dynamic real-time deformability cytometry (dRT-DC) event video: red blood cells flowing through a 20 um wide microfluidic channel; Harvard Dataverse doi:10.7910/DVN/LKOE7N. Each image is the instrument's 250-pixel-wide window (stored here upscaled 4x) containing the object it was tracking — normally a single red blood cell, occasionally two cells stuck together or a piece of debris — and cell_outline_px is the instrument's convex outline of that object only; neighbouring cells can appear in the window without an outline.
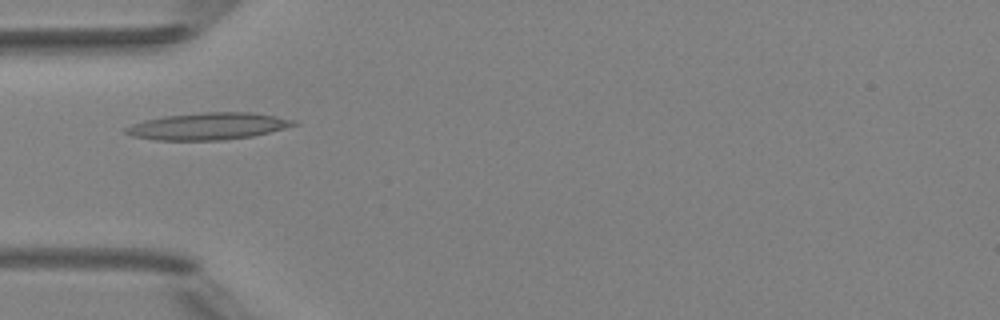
{"species": "Egyptian fruit bat (a non-hibernating species)", "species_latin": "Rousettus aegyptiacus", "temperature_condition": "room temperature", "stored_images_in_passage": 2, "camera_frame_rate_fps": 3000, "um_per_image_px": 0.085, "animal": {"sex": "female"}, "frame": {"image": 1, "passage_image": 1, "time_ms": 0.0, "image_size_px": [1000, 320], "cell_outline_px": [[300, 124], [252, 136], [224, 140], [156, 140], [132, 136], [124, 132], [124, 128], [132, 124], [164, 116], [204, 112], [252, 112], [276, 116], [296, 120]], "centroid_in_image_um": [17.71, 10.73], "position_along_channel_um": 67.3, "area_um2": 26.3}}
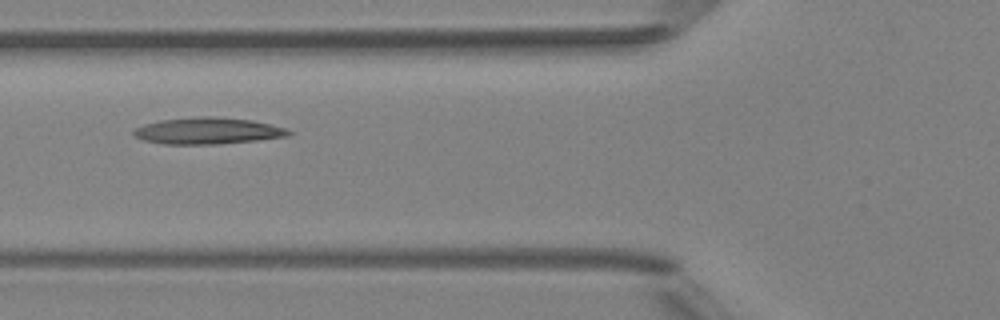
{"frame": {"image": 2, "passage_image": 2, "time_ms": 1.0, "image_size_px": [1000, 320], "cell_outline_px": [[292, 132], [288, 136], [256, 140], [220, 144], [164, 144], [144, 140], [136, 136], [132, 132], [136, 128], [144, 124], [160, 120], [200, 116], [216, 116], [252, 120], [284, 128]], "centroid_in_image_um": [17.64, 11.12], "position_along_channel_um": 108.2, "area_um2": 23.81}}